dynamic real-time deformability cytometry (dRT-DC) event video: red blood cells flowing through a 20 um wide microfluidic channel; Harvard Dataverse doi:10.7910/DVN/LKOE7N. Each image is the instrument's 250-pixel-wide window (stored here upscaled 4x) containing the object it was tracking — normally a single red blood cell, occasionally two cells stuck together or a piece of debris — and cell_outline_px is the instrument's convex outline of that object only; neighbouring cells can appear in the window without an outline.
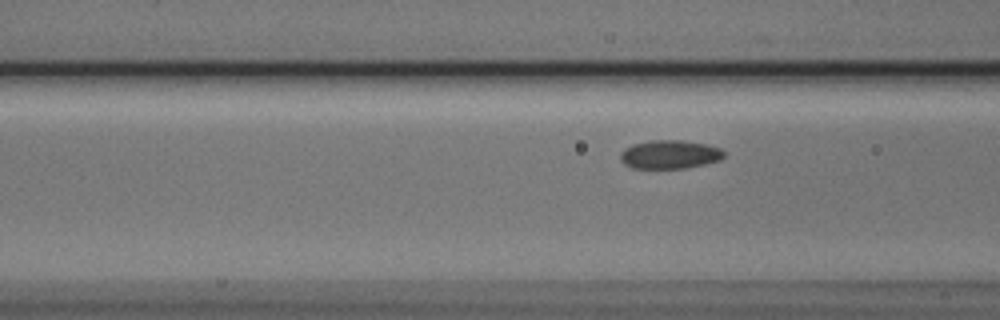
{"species": "Egyptian fruit bat (a non-hibernating species)", "species_latin": "Rousettus aegyptiacus", "temperature_condition": "cold", "stored_images_in_passage": 3, "camera_frame_rate_fps": 3000, "um_per_image_px": 0.085, "animal": {"sex": "male"}, "frame": {"image": 1, "passage_image": 3, "time_ms": 0.667, "image_size_px": [1000, 320], "cell_outline_px": [[724, 156], [720, 160], [704, 164], [684, 168], [632, 168], [624, 164], [620, 160], [620, 152], [624, 148], [632, 144], [652, 140], [680, 140], [708, 144], [720, 148], [724, 152]], "centroid_in_image_um": [56.9, 13.12], "position_along_channel_um": 109.7, "area_um2": 17.34}}